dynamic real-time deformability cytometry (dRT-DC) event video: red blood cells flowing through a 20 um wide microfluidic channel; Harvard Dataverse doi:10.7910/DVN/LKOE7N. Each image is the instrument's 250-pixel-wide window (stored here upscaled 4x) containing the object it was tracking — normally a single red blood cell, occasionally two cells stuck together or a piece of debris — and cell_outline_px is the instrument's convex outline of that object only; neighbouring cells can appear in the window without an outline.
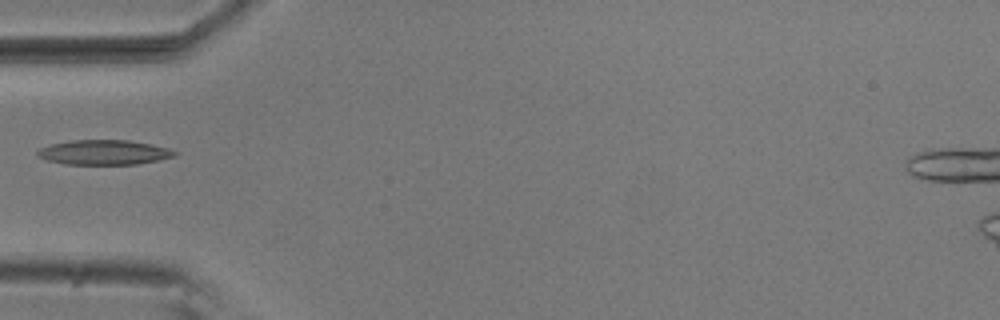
{"species": "common noctule bat (a hibernating species)", "species_latin": "Nyctalus noctula", "temperature_condition": "room temperature", "stored_images_in_passage": 6, "camera_frame_rate_fps": 3000, "um_per_image_px": 0.085, "animal": {"sex": "male", "body_mass_g": 20.5, "forearm_length_mm": 52.5}, "frame": {"image": 1, "passage_image": 5, "time_ms": 1.333, "image_size_px": [1000, 320], "cell_outline_px": [[180, 152], [176, 156], [136, 164], [68, 164], [48, 160], [36, 156], [36, 152], [40, 148], [52, 144], [72, 140], [128, 140], [168, 148]], "centroid_in_image_um": [8.84, 12.95], "position_along_channel_um": 76.2, "area_um2": 19.59}}
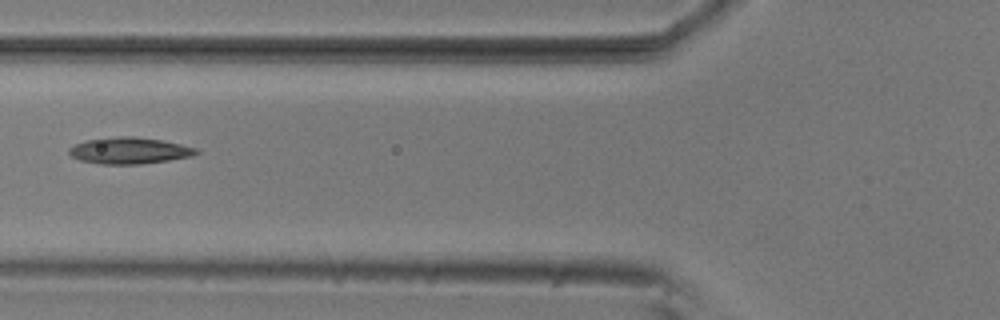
{"frame": {"image": 2, "passage_image": 6, "time_ms": 1.667, "image_size_px": [1000, 320], "cell_outline_px": [[200, 152], [192, 156], [168, 160], [140, 164], [100, 164], [80, 160], [72, 156], [68, 152], [68, 148], [84, 140], [120, 136], [136, 136], [160, 140], [180, 144], [196, 148]], "centroid_in_image_um": [10.97, 12.8], "position_along_channel_um": 114.8, "area_um2": 19.54}}